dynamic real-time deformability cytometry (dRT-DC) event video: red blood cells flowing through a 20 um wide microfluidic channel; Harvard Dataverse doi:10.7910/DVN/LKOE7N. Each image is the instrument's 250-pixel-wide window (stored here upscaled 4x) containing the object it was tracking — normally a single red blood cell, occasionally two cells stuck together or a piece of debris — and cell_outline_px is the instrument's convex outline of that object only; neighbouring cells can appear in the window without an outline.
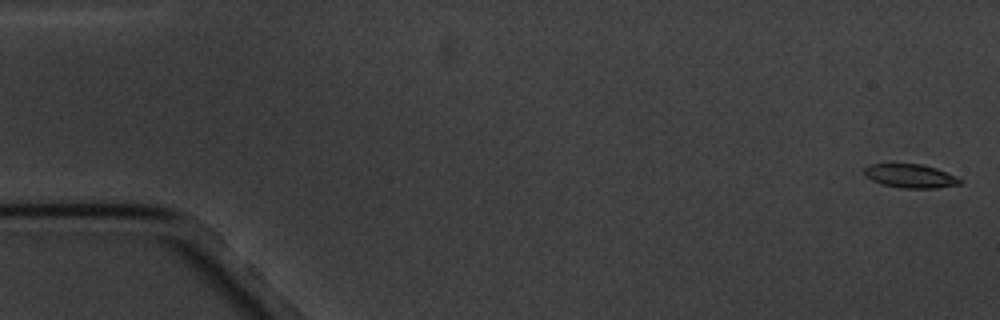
{"species": "common noctule bat (a hibernating species)", "species_latin": "Nyctalus noctula", "temperature_condition": "cold", "stored_images_in_passage": 11, "camera_frame_rate_fps": 3000, "um_per_image_px": 0.085, "animal": {"sex": "male", "body_mass_g": 20.1, "forearm_length_mm": 53.5}, "frame": {"image": 1, "passage_image": 1, "time_ms": 0.0, "image_size_px": [1000, 320], "cell_outline_px": [[964, 180], [960, 184], [936, 188], [900, 188], [880, 184], [864, 176], [864, 168], [868, 164], [924, 164], [936, 168], [956, 176]], "centroid_in_image_um": [77.37, 14.96], "position_along_channel_um": 7.6, "area_um2": 13.41}}
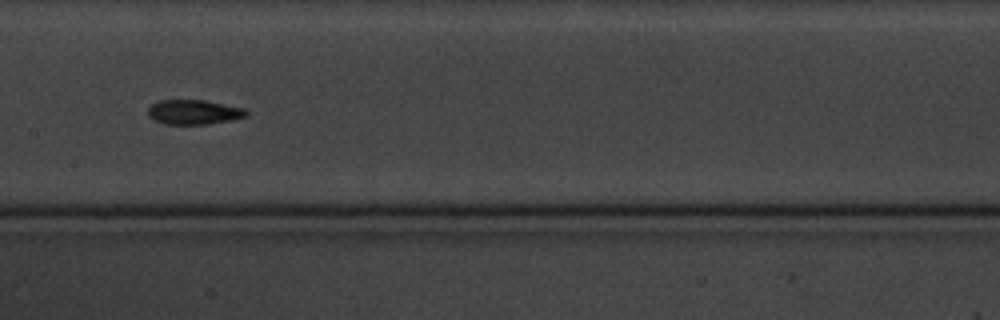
{"frame": {"image": 2, "passage_image": 9, "time_ms": 9.333, "image_size_px": [1000, 320], "cell_outline_px": [[248, 116], [208, 124], [164, 124], [152, 120], [148, 116], [148, 108], [152, 104], [160, 100], [204, 100], [244, 108], [248, 112]], "centroid_in_image_um": [16.44, 9.53], "position_along_channel_um": 191.0, "area_um2": 14.1}}
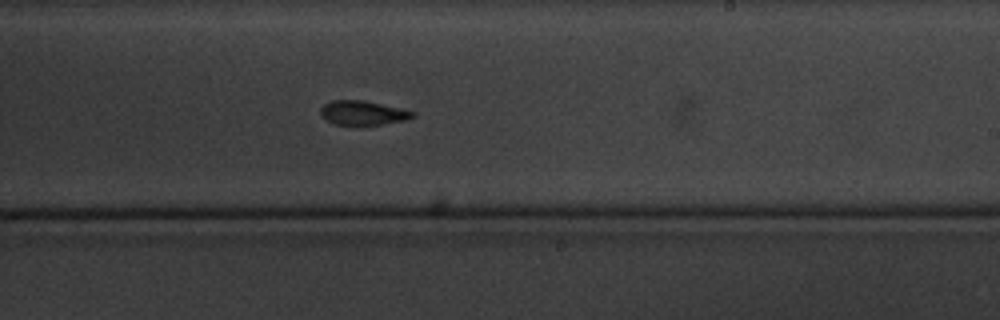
{"frame": {"image": 3, "passage_image": 11, "time_ms": 11.333, "image_size_px": [1000, 320], "cell_outline_px": [[416, 116], [408, 120], [384, 124], [336, 124], [324, 120], [320, 116], [320, 108], [324, 104], [332, 100], [364, 100], [400, 108], [416, 112]], "centroid_in_image_um": [30.85, 9.59], "position_along_channel_um": 258.2, "area_um2": 13.12}}